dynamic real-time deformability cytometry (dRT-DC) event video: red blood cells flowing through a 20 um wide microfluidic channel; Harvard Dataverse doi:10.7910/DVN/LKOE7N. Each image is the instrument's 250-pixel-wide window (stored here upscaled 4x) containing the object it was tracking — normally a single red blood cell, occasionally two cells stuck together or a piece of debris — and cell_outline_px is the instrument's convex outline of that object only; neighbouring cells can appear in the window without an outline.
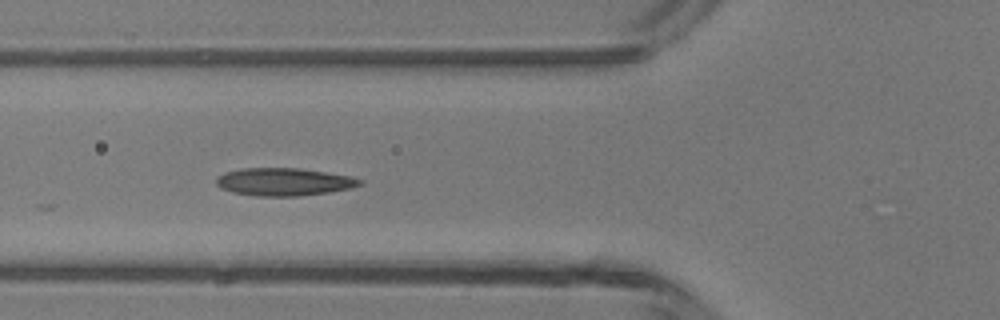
{"species": "common noctule bat (a hibernating species)", "species_latin": "Nyctalus noctula", "temperature_condition": "room temperature", "stored_images_in_passage": 3, "camera_frame_rate_fps": 3000, "um_per_image_px": 0.085, "animal": {"sex": "male", "body_mass_g": 13.3}, "frame": {"image": 1, "passage_image": 2, "time_ms": 1.0, "image_size_px": [1000, 320], "cell_outline_px": [[364, 184], [352, 188], [328, 192], [300, 196], [256, 196], [232, 192], [220, 188], [216, 184], [216, 176], [224, 172], [244, 168], [300, 168], [348, 176], [364, 180]], "centroid_in_image_um": [24.12, 15.46], "position_along_channel_um": 101.7, "area_um2": 23.29}}
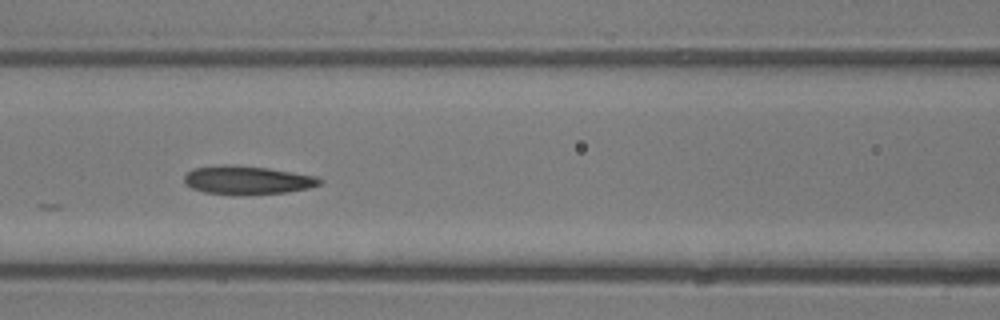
{"frame": {"image": 2, "passage_image": 3, "time_ms": 2.0, "image_size_px": [1000, 320], "cell_outline_px": [[324, 180], [320, 184], [308, 188], [288, 192], [240, 196], [232, 196], [204, 192], [192, 188], [184, 180], [184, 176], [192, 168], [220, 164], [236, 164], [268, 168], [316, 176]], "centroid_in_image_um": [21.0, 15.31], "position_along_channel_um": 145.6, "area_um2": 23.0}}